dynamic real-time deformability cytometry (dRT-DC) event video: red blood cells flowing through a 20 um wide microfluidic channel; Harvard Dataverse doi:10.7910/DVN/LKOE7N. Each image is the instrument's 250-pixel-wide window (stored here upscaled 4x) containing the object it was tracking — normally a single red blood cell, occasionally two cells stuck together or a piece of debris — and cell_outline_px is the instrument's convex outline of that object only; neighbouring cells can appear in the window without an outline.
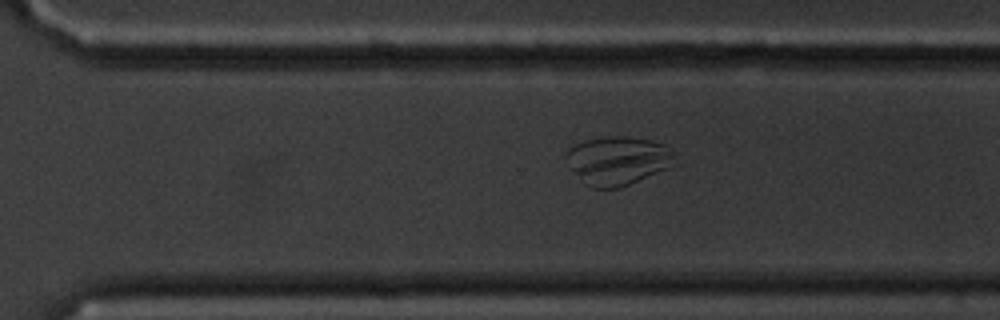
{"species": "common noctule bat (a hibernating species)", "species_latin": "Nyctalus noctula", "temperature_condition": "cold", "stored_images_in_passage": 51, "camera_frame_rate_fps": 3000, "um_per_image_px": 0.085, "animal": {"sex": "male", "body_mass_g": 20.1, "forearm_length_mm": 53.5}, "frame": {"image": 1, "passage_image": 33, "time_ms": 10.667, "image_size_px": [1000, 320], "cell_outline_px": [[672, 168], [620, 188], [592, 188], [584, 184], [572, 172], [568, 156], [568, 148], [584, 140], [608, 136], [628, 136], [652, 140], [664, 144], [672, 152]], "centroid_in_image_um": [52.52, 13.66], "position_along_channel_um": 318.1, "area_um2": 30.81}}